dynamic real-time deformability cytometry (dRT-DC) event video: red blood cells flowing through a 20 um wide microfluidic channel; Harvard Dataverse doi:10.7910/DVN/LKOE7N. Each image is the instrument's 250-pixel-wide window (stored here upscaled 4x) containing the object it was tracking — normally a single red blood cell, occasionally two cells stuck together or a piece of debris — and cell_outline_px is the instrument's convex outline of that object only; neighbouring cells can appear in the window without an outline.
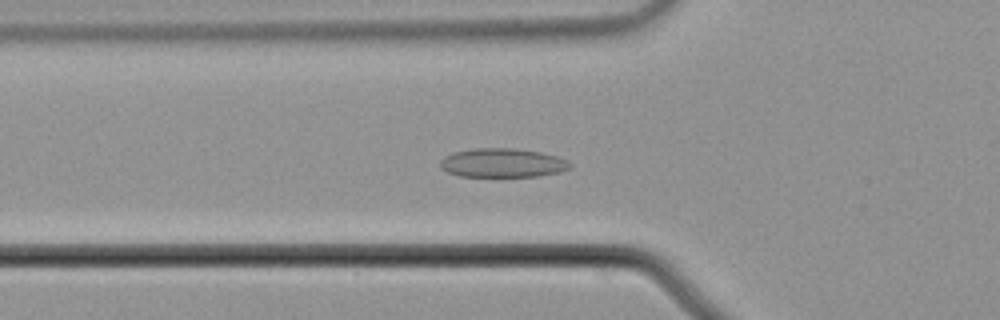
{"species": "common noctule bat (a hibernating species)", "species_latin": "Nyctalus noctula", "temperature_condition": "cold", "stored_images_in_passage": 57, "camera_frame_rate_fps": 3000, "um_per_image_px": 0.085, "animal": {"sex": "male", "body_mass_g": 21.5, "forearm_length_mm": 52.0}, "frame": {"image": 1, "passage_image": 21, "time_ms": 6.667, "image_size_px": [1000, 320], "cell_outline_px": [[572, 168], [560, 172], [540, 176], [460, 176], [448, 172], [440, 168], [440, 160], [444, 156], [452, 152], [472, 148], [512, 148], [540, 152], [556, 156], [572, 164]], "centroid_in_image_um": [42.69, 13.84], "position_along_channel_um": 83.1, "area_um2": 21.96}}
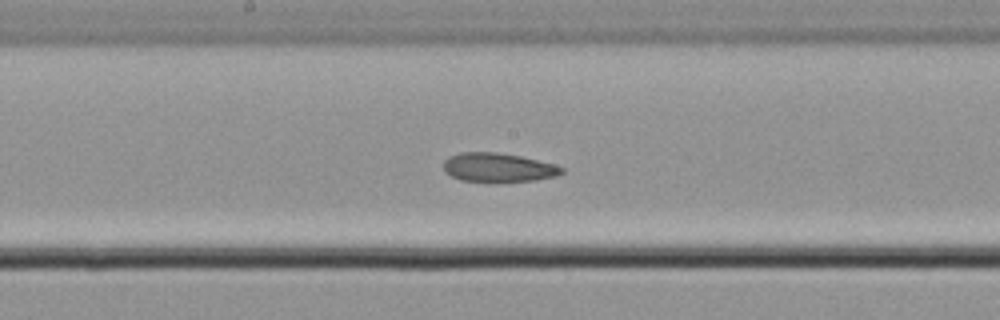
{"frame": {"image": 2, "passage_image": 31, "time_ms": 10.0, "image_size_px": [1000, 320], "cell_outline_px": [[564, 172], [556, 176], [536, 180], [460, 180], [444, 172], [444, 160], [448, 156], [460, 152], [496, 152], [520, 156], [552, 164], [564, 168]], "centroid_in_image_um": [42.31, 14.21], "position_along_channel_um": 205.9, "area_um2": 19.42}}
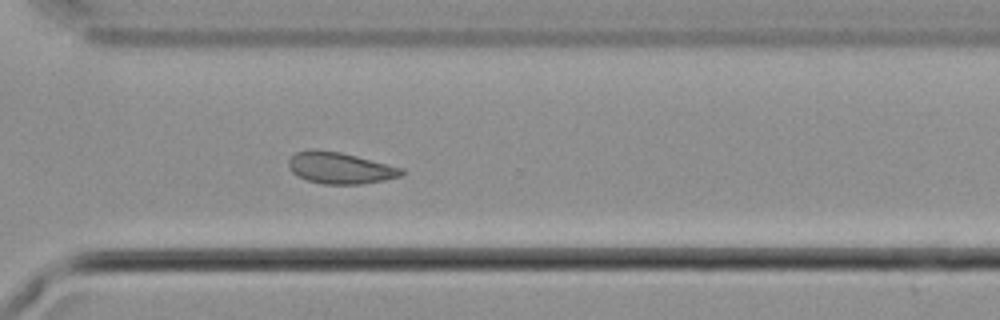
{"frame": {"image": 3, "passage_image": 42, "time_ms": 13.667, "image_size_px": [1000, 320], "cell_outline_px": [[404, 172], [400, 176], [384, 180], [360, 184], [320, 184], [308, 180], [292, 172], [288, 168], [288, 160], [296, 152], [312, 148], [340, 152], [404, 168]], "centroid_in_image_um": [28.88, 14.27], "position_along_channel_um": 341.7, "area_um2": 20.69}, "authors_computed_cell_mechanics": {"area_um2": 21.7328, "velocity_mm_per_s": 3.6915, "shape_relaxation_time_tau1_ms": null, "shape_relaxation_time_tau2_ms": 2.8302, "deformation_change_tau1": null, "deformation_change_tau2": 0.0761}}